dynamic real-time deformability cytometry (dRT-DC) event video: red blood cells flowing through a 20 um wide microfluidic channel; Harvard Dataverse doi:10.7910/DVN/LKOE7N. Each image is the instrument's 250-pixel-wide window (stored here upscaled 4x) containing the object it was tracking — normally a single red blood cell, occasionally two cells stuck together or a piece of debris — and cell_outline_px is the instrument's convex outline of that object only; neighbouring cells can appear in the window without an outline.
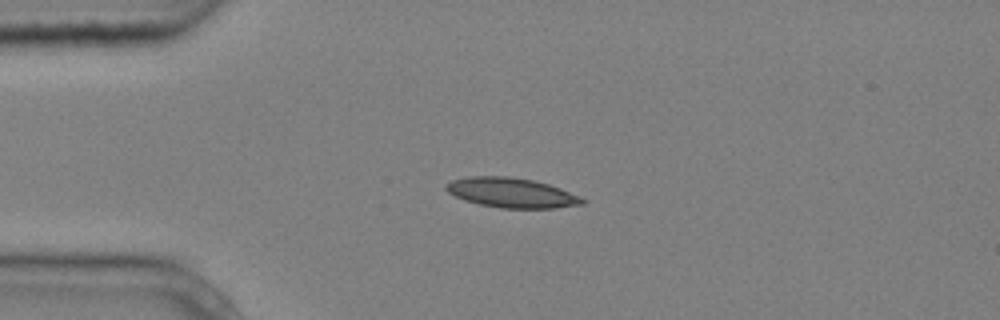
{"species": "common noctule bat (a hibernating species)", "species_latin": "Nyctalus noctula", "temperature_condition": "cold", "stored_images_in_passage": 3, "camera_frame_rate_fps": 3000, "um_per_image_px": 0.085, "animal": {"sex": "male", "body_mass_g": 20.4}, "frame": {"image": 1, "passage_image": 3, "time_ms": 0.667, "image_size_px": [1000, 320], "cell_outline_px": [[588, 200], [584, 204], [556, 208], [500, 208], [480, 204], [464, 200], [448, 192], [444, 188], [452, 180], [468, 176], [508, 176], [532, 180], [548, 184], [560, 188], [580, 196]], "centroid_in_image_um": [43.51, 16.39], "position_along_channel_um": 41.5, "area_um2": 23.64}}